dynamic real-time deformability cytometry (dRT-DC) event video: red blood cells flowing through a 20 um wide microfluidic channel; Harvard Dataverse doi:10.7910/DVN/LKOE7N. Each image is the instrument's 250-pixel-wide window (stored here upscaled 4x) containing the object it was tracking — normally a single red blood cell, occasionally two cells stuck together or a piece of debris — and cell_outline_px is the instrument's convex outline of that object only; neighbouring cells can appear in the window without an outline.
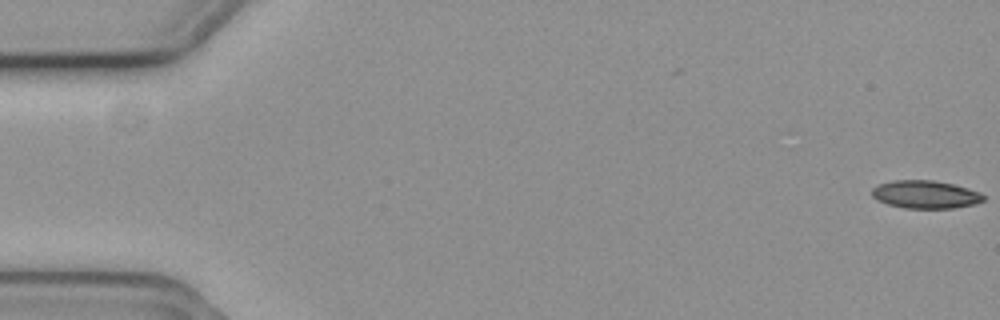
{"species": "common noctule bat (a hibernating species)", "species_latin": "Nyctalus noctula", "temperature_condition": "cold", "stored_images_in_passage": 57, "camera_frame_rate_fps": 3000, "um_per_image_px": 0.085, "animal": {"sex": "female", "body_mass_g": 19.3, "forearm_length_mm": 54.1}, "frame": {"image": 1, "passage_image": 1, "time_ms": 0.0, "image_size_px": [1000, 320], "cell_outline_px": [[984, 200], [976, 204], [952, 208], [904, 208], [888, 204], [876, 200], [872, 196], [872, 188], [880, 184], [892, 180], [932, 180], [952, 184], [968, 188], [980, 192], [984, 196]], "centroid_in_image_um": [78.65, 16.53], "position_along_channel_um": 6.3, "area_um2": 18.15}}
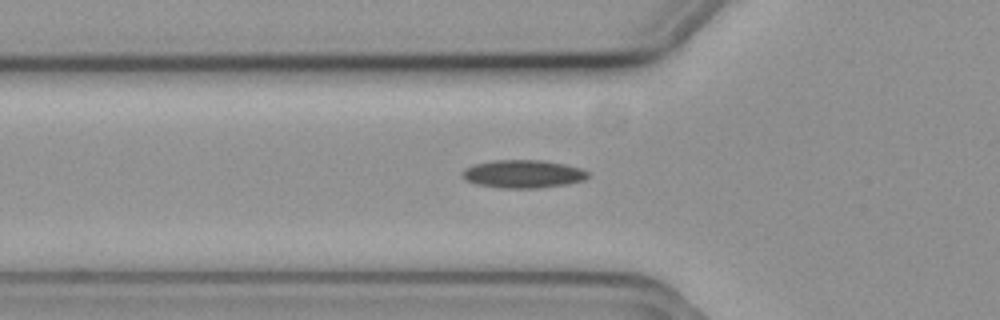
{"frame": {"image": 2, "passage_image": 20, "time_ms": 6.333, "image_size_px": [1000, 320], "cell_outline_px": [[588, 176], [584, 180], [564, 184], [536, 188], [500, 188], [476, 184], [464, 180], [460, 176], [460, 172], [464, 168], [472, 164], [492, 160], [540, 160], [564, 164], [580, 168], [588, 172]], "centroid_in_image_um": [44.36, 14.78], "position_along_channel_um": 81.4, "area_um2": 20.63}}
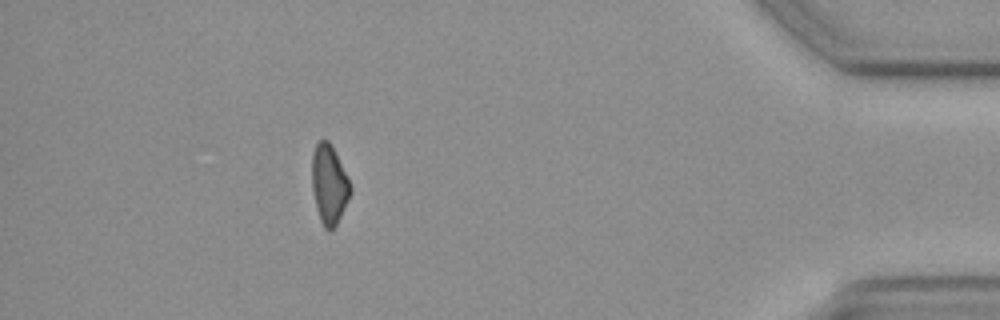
{"frame": {"image": 3, "passage_image": 51, "time_ms": 16.667, "image_size_px": [1000, 320], "cell_outline_px": [[352, 192], [332, 232], [328, 232], [324, 228], [320, 220], [316, 208], [312, 188], [312, 152], [316, 144], [320, 140], [328, 140], [352, 188]], "centroid_in_image_um": [27.95, 15.73], "position_along_channel_um": 407.2, "area_um2": 17.46}}